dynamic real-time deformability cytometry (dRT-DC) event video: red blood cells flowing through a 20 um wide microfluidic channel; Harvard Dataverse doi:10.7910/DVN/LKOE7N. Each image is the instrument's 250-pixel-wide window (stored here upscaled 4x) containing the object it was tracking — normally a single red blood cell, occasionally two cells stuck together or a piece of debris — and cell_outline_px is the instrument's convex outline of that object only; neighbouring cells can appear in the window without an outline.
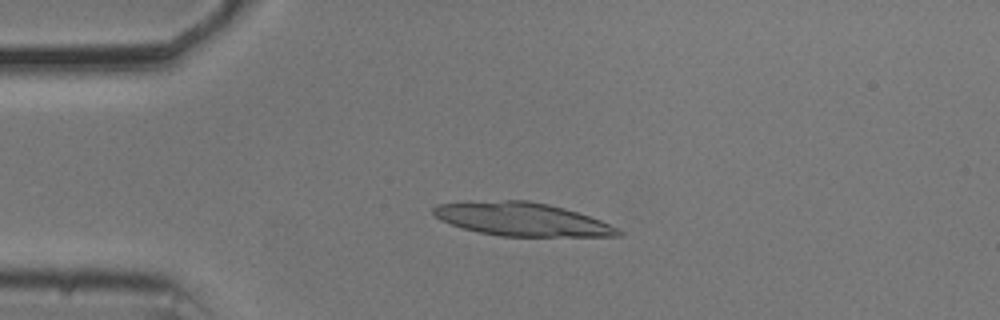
{"species": "common noctule bat (a hibernating species)", "species_latin": "Nyctalus noctula", "temperature_condition": "cold", "stored_images_in_passage": 53, "camera_frame_rate_fps": 3000, "um_per_image_px": 0.085, "animal": {"sex": "male", "body_mass_g": 20.5, "forearm_length_mm": 52.5}, "frame": {"image": 1, "passage_image": 12, "time_ms": 3.667, "image_size_px": [1000, 320], "cell_outline_px": [[624, 236], [500, 236], [480, 232], [464, 228], [440, 220], [432, 212], [432, 208], [436, 204], [504, 200], [528, 200], [548, 204], [564, 208], [600, 220], [624, 232]], "centroid_in_image_um": [44.38, 18.64], "position_along_channel_um": 40.6, "area_um2": 35.43}}